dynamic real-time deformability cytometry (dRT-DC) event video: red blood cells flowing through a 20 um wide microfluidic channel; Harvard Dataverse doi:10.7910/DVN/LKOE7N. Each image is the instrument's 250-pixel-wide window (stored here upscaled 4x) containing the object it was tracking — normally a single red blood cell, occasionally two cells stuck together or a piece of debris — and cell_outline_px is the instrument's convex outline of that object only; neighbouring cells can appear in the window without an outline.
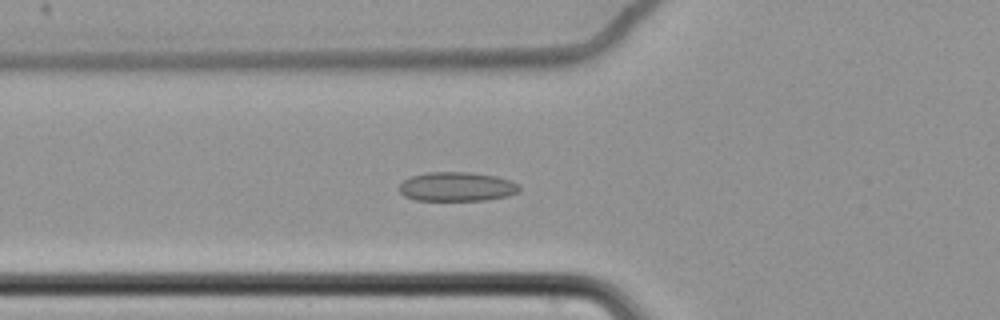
{"species": "common noctule bat (a hibernating species)", "species_latin": "Nyctalus noctula", "temperature_condition": "cold", "stored_images_in_passage": 3, "camera_frame_rate_fps": 3000, "um_per_image_px": 0.085, "animal": {"sex": "female", "body_mass_g": 22.7, "forearm_length_mm": 54.2}, "frame": {"image": 1, "passage_image": 3, "time_ms": 0.667, "image_size_px": [1000, 320], "cell_outline_px": [[520, 192], [508, 196], [484, 200], [416, 200], [404, 196], [396, 188], [404, 180], [412, 176], [428, 172], [472, 172], [496, 176], [520, 184]], "centroid_in_image_um": [38.83, 15.86], "position_along_channel_um": 87.0, "area_um2": 20.58}}